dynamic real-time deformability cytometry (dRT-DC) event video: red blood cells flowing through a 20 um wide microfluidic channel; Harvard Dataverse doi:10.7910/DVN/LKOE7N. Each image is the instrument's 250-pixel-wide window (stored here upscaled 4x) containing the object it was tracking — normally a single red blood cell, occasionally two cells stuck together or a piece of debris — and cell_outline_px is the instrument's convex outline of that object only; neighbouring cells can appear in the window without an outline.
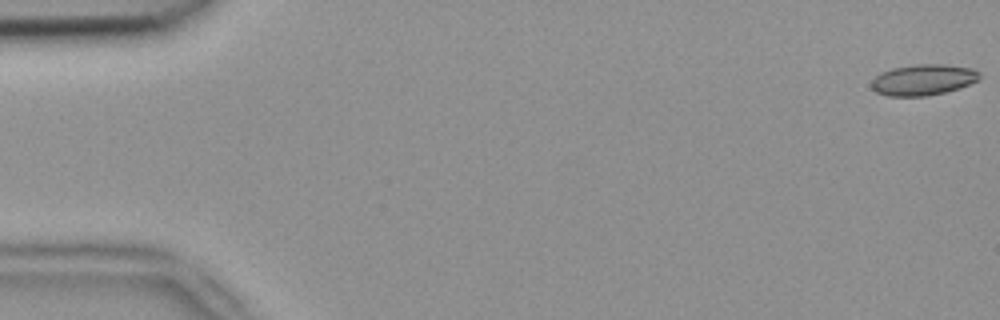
{"species": "common noctule bat (a hibernating species)", "species_latin": "Nyctalus noctula", "temperature_condition": "room temperature", "stored_images_in_passage": 52, "camera_frame_rate_fps": 3000, "um_per_image_px": 0.085, "animal": {"sex": "female", "body_mass_g": 18.4}, "frame": {"image": 1, "passage_image": 1, "time_ms": 0.0, "image_size_px": [1000, 320], "cell_outline_px": [[980, 80], [960, 88], [944, 92], [924, 96], [888, 96], [876, 92], [872, 88], [872, 80], [880, 72], [892, 68], [916, 64], [944, 64], [972, 68], [980, 72]], "centroid_in_image_um": [78.49, 6.77], "position_along_channel_um": 6.5, "area_um2": 19.59}}
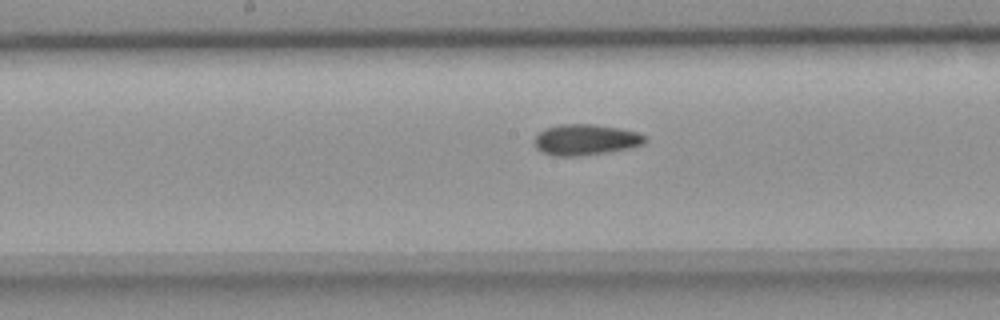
{"frame": {"image": 2, "passage_image": 27, "time_ms": 8.667, "image_size_px": [1000, 320], "cell_outline_px": [[648, 140], [644, 144], [632, 148], [608, 152], [580, 156], [556, 156], [540, 152], [536, 148], [536, 136], [544, 128], [560, 124], [596, 124], [620, 128], [640, 132], [648, 136]], "centroid_in_image_um": [49.85, 11.87], "position_along_channel_um": 198.3, "area_um2": 20.29}}
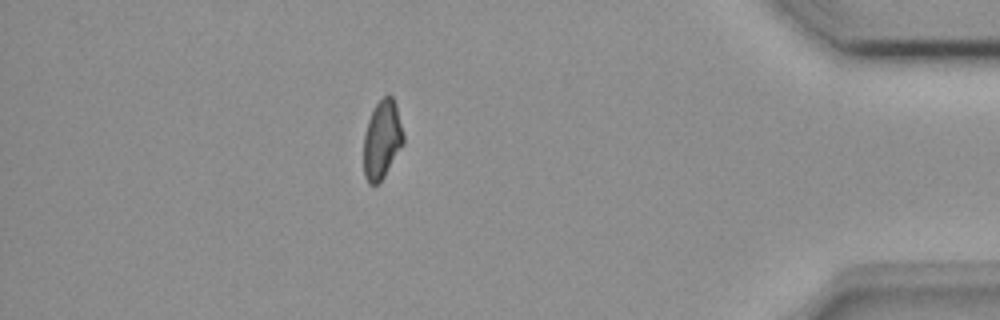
{"frame": {"image": 3, "passage_image": 46, "time_ms": 15.0, "image_size_px": [1000, 320], "cell_outline_px": [[404, 144], [384, 176], [376, 184], [368, 184], [364, 176], [364, 136], [368, 120], [376, 104], [388, 92], [392, 96], [396, 104], [404, 136]], "centroid_in_image_um": [32.48, 11.85], "position_along_channel_um": 402.7, "area_um2": 18.15}, "authors_computed_cell_mechanics": {"area_um2": 19.2185, "velocity_mm_per_s": 3.9144, "shape_relaxation_time_tau1_ms": null, "shape_relaxation_time_tau2_ms": 2.7954, "deformation_change_tau1": null, "deformation_change_tau2": 0.0802}}